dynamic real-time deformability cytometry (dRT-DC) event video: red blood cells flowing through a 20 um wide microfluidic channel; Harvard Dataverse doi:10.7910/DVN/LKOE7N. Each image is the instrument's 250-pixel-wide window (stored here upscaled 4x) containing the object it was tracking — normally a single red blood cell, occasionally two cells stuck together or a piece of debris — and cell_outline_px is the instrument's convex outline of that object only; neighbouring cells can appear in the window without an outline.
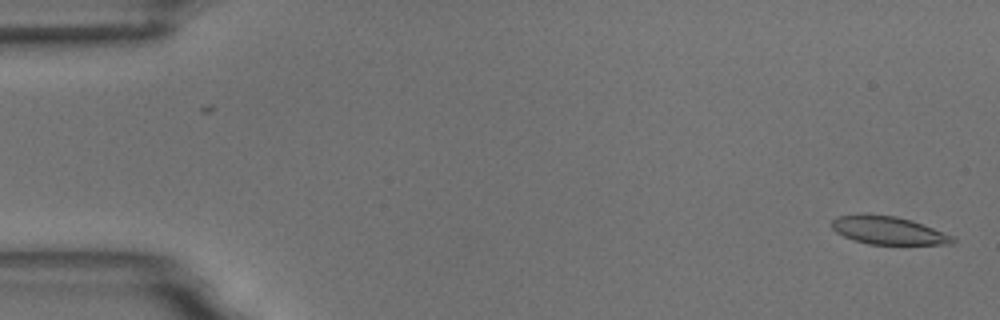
{"species": "common noctule bat (a hibernating species)", "species_latin": "Nyctalus noctula", "temperature_condition": "room temperature", "stored_images_in_passage": 55, "camera_frame_rate_fps": 3000, "um_per_image_px": 0.085, "animal": {"sex": "male", "body_mass_g": 18.8}, "frame": {"image": 1, "passage_image": 1, "time_ms": 0.0, "image_size_px": [1000, 320], "cell_outline_px": [[956, 240], [952, 244], [868, 244], [852, 240], [836, 232], [832, 228], [832, 220], [836, 216], [860, 212], [896, 216], [912, 220], [956, 236]], "centroid_in_image_um": [75.49, 19.56], "position_along_channel_um": 9.5, "area_um2": 20.23}}
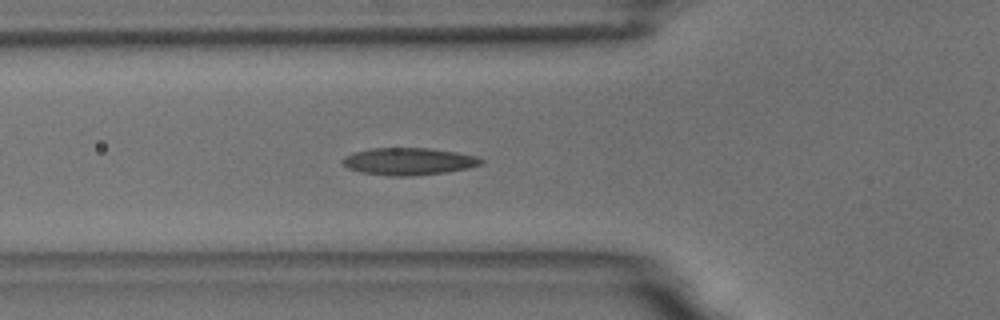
{"frame": {"image": 2, "passage_image": 19, "time_ms": 6.0, "image_size_px": [1000, 320], "cell_outline_px": [[484, 160], [480, 164], [468, 168], [448, 172], [412, 176], [388, 176], [360, 172], [348, 168], [340, 160], [344, 156], [352, 152], [372, 148], [428, 148], [456, 152], [476, 156]], "centroid_in_image_um": [34.7, 13.72], "position_along_channel_um": 91.1, "area_um2": 22.08}}
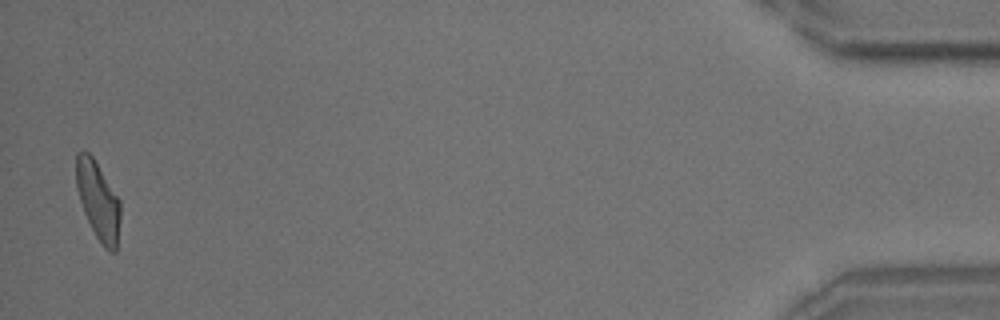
{"frame": {"image": 3, "passage_image": 54, "time_ms": 17.667, "image_size_px": [1000, 320], "cell_outline_px": [[120, 220], [116, 252], [108, 252], [104, 248], [96, 236], [84, 212], [76, 188], [76, 152], [84, 148], [92, 156], [120, 200]], "centroid_in_image_um": [8.33, 17.04], "position_along_channel_um": 426.9, "area_um2": 20.11}, "authors_computed_cell_mechanics": {"area_um2": 20.9236, "velocity_mm_per_s": 3.6381, "shape_relaxation_time_tau1_ms": 6.5733, "shape_relaxation_time_tau2_ms": 1.8259, "deformation_change_tau1": 0.2051, "deformation_change_tau2": 0.1031}}